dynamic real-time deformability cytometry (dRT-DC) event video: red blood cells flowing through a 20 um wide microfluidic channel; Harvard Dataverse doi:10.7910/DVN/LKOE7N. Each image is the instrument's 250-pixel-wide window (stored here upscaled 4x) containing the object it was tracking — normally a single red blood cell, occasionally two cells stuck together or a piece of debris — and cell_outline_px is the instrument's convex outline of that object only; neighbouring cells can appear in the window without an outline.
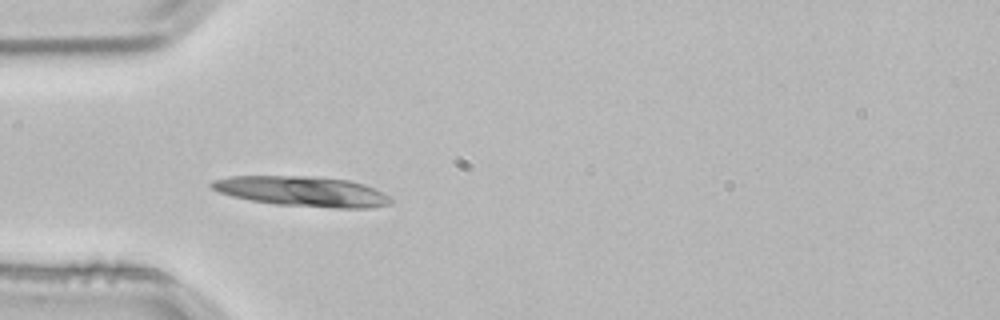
{"species": "common noctule bat (a hibernating species)", "species_latin": "Nyctalus noctula", "temperature_condition": "room temperature", "stored_images_in_passage": 3, "camera_frame_rate_fps": 3000, "um_per_image_px": 0.085, "animal": {"sex": "male", "body_mass_g": 21.5, "forearm_length_mm": 52.0}, "frame": {"image": 1, "passage_image": 3, "time_ms": 0.667, "image_size_px": [1000, 320], "cell_outline_px": [[392, 204], [372, 208], [332, 208], [276, 204], [252, 200], [232, 196], [220, 192], [212, 188], [208, 184], [212, 180], [228, 176], [312, 176], [348, 180], [364, 184], [384, 192], [392, 200]], "centroid_in_image_um": [25.72, 16.26], "position_along_channel_um": 59.3, "area_um2": 31.56}}